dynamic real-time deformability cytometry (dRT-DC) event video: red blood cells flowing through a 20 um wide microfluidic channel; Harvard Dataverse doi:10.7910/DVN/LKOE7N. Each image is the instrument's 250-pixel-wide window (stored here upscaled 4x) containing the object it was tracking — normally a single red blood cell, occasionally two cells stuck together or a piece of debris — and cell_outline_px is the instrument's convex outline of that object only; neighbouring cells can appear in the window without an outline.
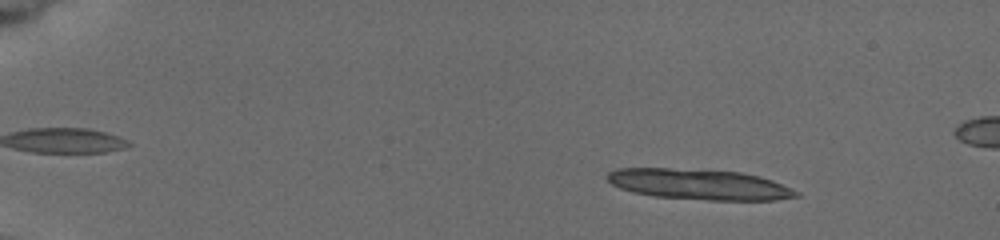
{"species": "common noctule bat (a hibernating species)", "species_latin": "Nyctalus noctula", "temperature_condition": "cold", "stored_images_in_passage": 12, "camera_frame_rate_fps": 3000, "um_per_image_px": 0.085, "animal": {"sex": "female", "body_mass_g": 19.5, "forearm_length_mm": 54.1}, "frame": {"image": 1, "passage_image": 3, "time_ms": 1.667, "image_size_px": [1000, 240], "cell_outline_px": [[800, 196], [776, 200], [708, 200], [656, 196], [632, 192], [620, 188], [612, 184], [604, 176], [608, 172], [620, 168], [668, 168], [740, 172], [760, 176], [772, 180], [800, 192]], "centroid_in_image_um": [59.43, 15.67], "position_along_channel_um": 25.6, "area_um2": 33.58}}
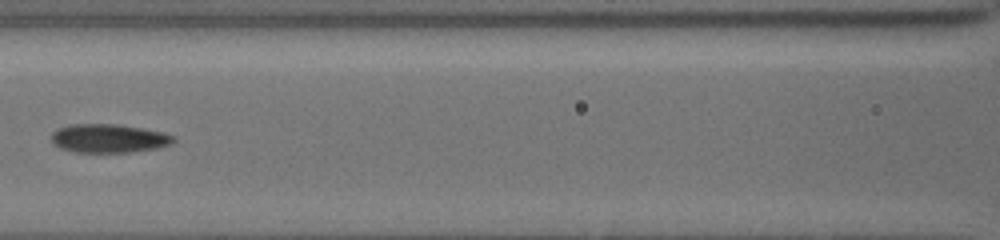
{"frame": {"image": 2, "passage_image": 10, "time_ms": 8.333, "image_size_px": [1000, 240], "cell_outline_px": [[176, 140], [172, 144], [156, 148], [128, 152], [76, 152], [60, 148], [52, 140], [52, 132], [68, 124], [116, 124], [164, 132], [176, 136]], "centroid_in_image_um": [9.28, 11.76], "position_along_channel_um": 157.3, "area_um2": 20.29}}
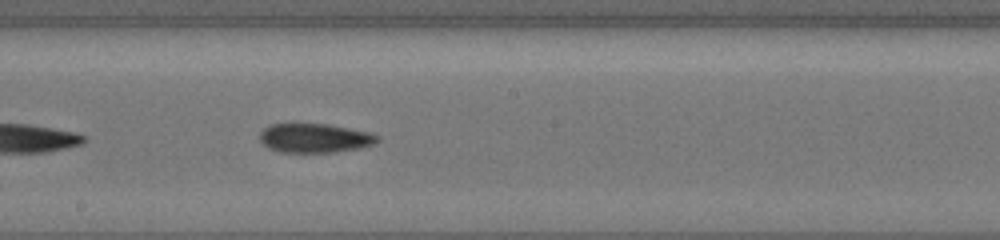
{"frame": {"image": 3, "passage_image": 12, "time_ms": 10.0, "image_size_px": [1000, 240], "cell_outline_px": [[380, 140], [372, 144], [360, 148], [332, 152], [280, 152], [268, 148], [260, 140], [260, 132], [268, 124], [292, 120], [296, 120], [328, 124], [372, 132], [380, 136]], "centroid_in_image_um": [26.7, 11.67], "position_along_channel_um": 221.5, "area_um2": 20.98}}